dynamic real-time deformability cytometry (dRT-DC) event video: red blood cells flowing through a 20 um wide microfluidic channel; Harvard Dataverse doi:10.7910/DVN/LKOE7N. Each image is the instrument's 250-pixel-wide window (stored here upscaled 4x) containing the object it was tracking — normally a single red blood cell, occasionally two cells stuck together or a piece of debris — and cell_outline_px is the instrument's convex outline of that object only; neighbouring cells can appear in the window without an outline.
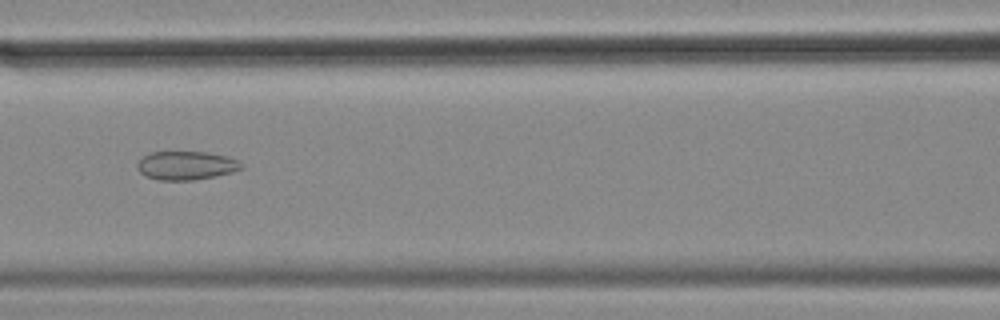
{"species": "common noctule bat (a hibernating species)", "species_latin": "Nyctalus noctula", "temperature_condition": "cold", "stored_images_in_passage": 46, "camera_frame_rate_fps": 3000, "um_per_image_px": 0.085, "animal": {"sex": "female", "body_mass_g": 18.4}, "frame": {"image": 1, "passage_image": 14, "time_ms": 4.333, "image_size_px": [1000, 320], "cell_outline_px": [[244, 168], [232, 172], [216, 176], [192, 180], [156, 180], [140, 172], [136, 168], [136, 164], [140, 156], [152, 152], [204, 152], [228, 156], [244, 164]], "centroid_in_image_um": [15.81, 14.06], "position_along_channel_um": 150.8, "area_um2": 17.51}}
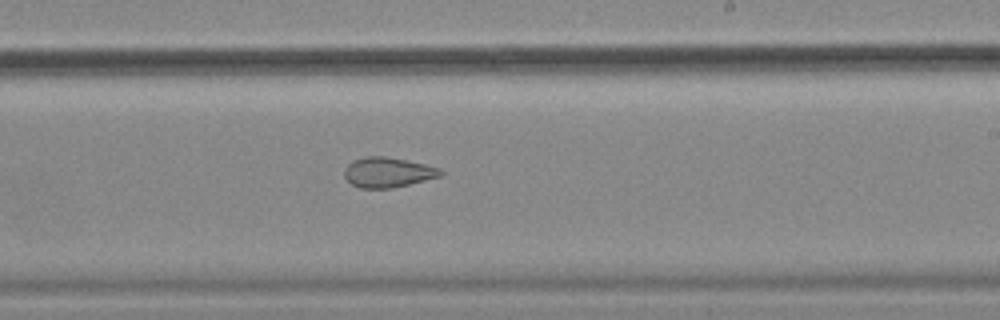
{"frame": {"image": 2, "passage_image": 23, "time_ms": 7.333, "image_size_px": [1000, 320], "cell_outline_px": [[444, 172], [440, 176], [392, 188], [360, 188], [352, 184], [344, 176], [344, 168], [352, 160], [364, 156], [384, 156], [424, 164], [440, 168]], "centroid_in_image_um": [32.93, 14.64], "position_along_channel_um": 256.1, "area_um2": 16.7}}
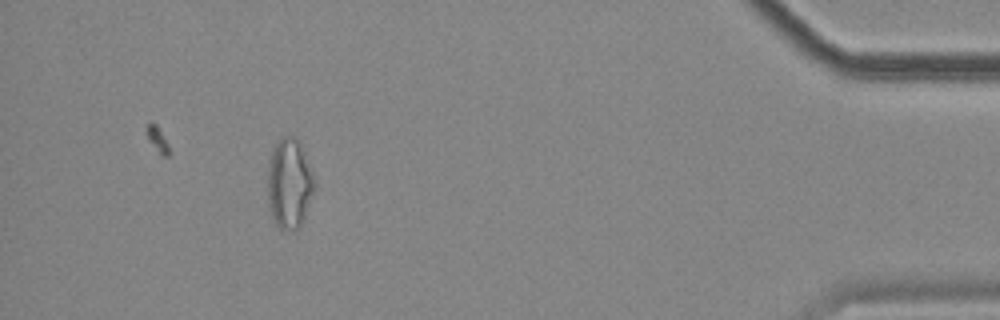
{"frame": {"image": 3, "passage_image": 41, "time_ms": 13.333, "image_size_px": [1000, 320], "cell_outline_px": [[316, 188], [304, 216], [300, 224], [296, 228], [280, 228], [276, 224], [268, 208], [268, 164], [272, 152], [276, 144], [284, 136], [296, 136], [300, 140], [316, 180]], "centroid_in_image_um": [24.62, 15.54], "position_along_channel_um": 410.6, "area_um2": 24.57}, "authors_computed_cell_mechanics": {"area_um2": 19.7676, "velocity_mm_per_s": 3.526, "shape_relaxation_time_tau1_ms": null, "shape_relaxation_time_tau2_ms": 2.9776, "deformation_change_tau1": null, "deformation_change_tau2": 0.0982}}